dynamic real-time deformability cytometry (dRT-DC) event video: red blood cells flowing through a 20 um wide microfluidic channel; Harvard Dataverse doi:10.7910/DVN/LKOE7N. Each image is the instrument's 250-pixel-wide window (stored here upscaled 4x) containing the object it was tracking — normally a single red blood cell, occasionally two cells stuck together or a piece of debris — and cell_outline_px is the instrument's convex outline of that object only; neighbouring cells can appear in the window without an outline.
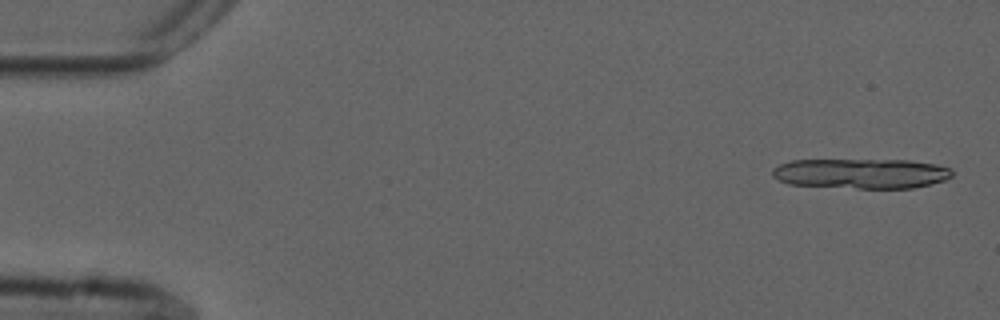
{"species": "common noctule bat (a hibernating species)", "species_latin": "Nyctalus noctula", "temperature_condition": "cold", "stored_images_in_passage": 11, "camera_frame_rate_fps": 3000, "um_per_image_px": 0.085, "animal": {"sex": "male", "forearm_length_mm": 52.5}, "frame": {"image": 1, "passage_image": 1, "time_ms": 0.0, "image_size_px": [1000, 320], "cell_outline_px": [[952, 176], [944, 180], [912, 188], [856, 188], [788, 184], [772, 176], [772, 168], [780, 164], [792, 160], [908, 160], [936, 164], [952, 168]], "centroid_in_image_um": [73.19, 14.74], "position_along_channel_um": 11.8, "area_um2": 31.39}}